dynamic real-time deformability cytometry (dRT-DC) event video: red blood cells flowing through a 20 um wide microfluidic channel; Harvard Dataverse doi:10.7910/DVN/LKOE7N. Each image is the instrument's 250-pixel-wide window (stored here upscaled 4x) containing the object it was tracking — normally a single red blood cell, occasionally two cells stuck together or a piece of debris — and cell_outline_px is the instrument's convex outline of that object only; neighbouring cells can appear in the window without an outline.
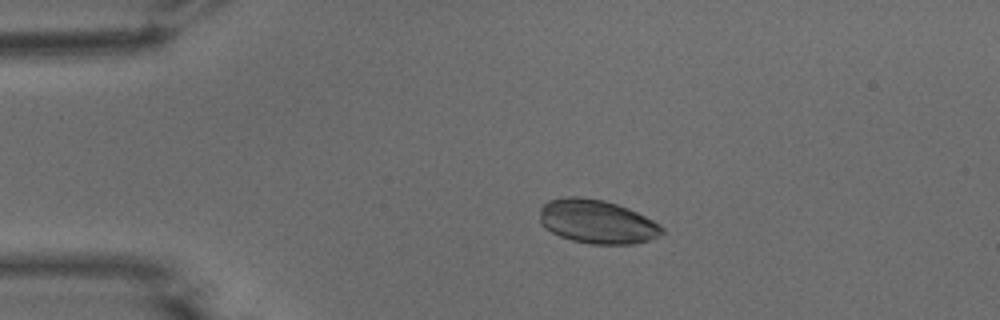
{"species": "common noctule bat (a hibernating species)", "species_latin": "Nyctalus noctula", "temperature_condition": "warm", "stored_images_in_passage": 43, "camera_frame_rate_fps": 3000, "um_per_image_px": 0.085, "animal": {"sex": "male", "body_mass_g": 15.6}, "frame": {"image": 1, "passage_image": 1, "time_ms": 0.0, "image_size_px": [1000, 320], "cell_outline_px": [[664, 232], [648, 240], [632, 244], [592, 244], [572, 240], [560, 236], [544, 228], [540, 224], [540, 208], [548, 200], [568, 196], [580, 196], [604, 200], [628, 208], [660, 224], [664, 228]], "centroid_in_image_um": [50.71, 18.83], "position_along_channel_um": 34.3, "area_um2": 31.15}}
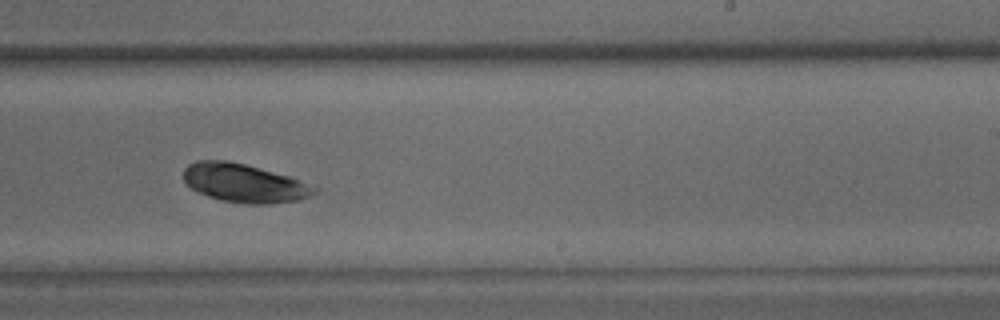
{"frame": {"image": 2, "passage_image": 23, "time_ms": 7.333, "image_size_px": [1000, 320], "cell_outline_px": [[320, 188], [316, 192], [300, 200], [272, 204], [244, 204], [220, 200], [196, 192], [184, 180], [184, 168], [188, 164], [196, 160], [228, 160], [260, 168], [288, 176]], "centroid_in_image_um": [20.75, 15.57], "position_along_channel_um": 268.3, "area_um2": 29.48}}
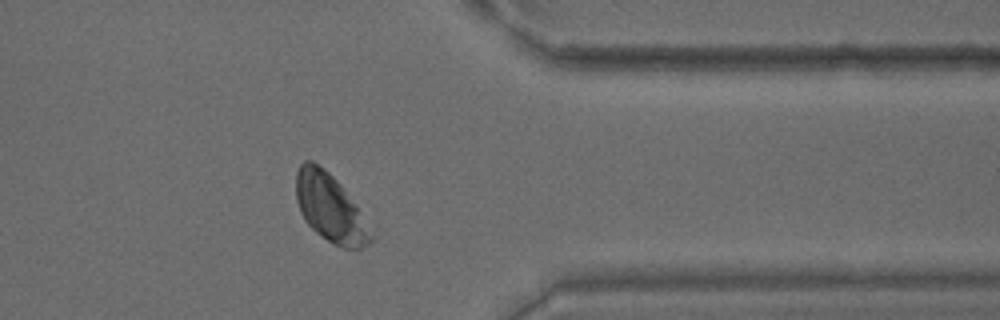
{"frame": {"image": 3, "passage_image": 33, "time_ms": 10.667, "image_size_px": [1000, 320], "cell_outline_px": [[376, 236], [368, 244], [360, 248], [344, 248], [332, 244], [316, 232], [304, 220], [300, 212], [296, 200], [296, 172], [300, 164], [304, 160], [312, 160], [324, 168], [340, 184], [356, 204]], "centroid_in_image_um": [28.07, 17.68], "position_along_channel_um": 383.3, "area_um2": 29.82}, "authors_computed_cell_mechanics": {"area_um2": 29.767, "velocity_mm_per_s": 3.7722, "shape_relaxation_time_tau1_ms": 1.005, "shape_relaxation_time_tau2_ms": null, "deformation_change_tau1": 0.0355, "deformation_change_tau2": null}}